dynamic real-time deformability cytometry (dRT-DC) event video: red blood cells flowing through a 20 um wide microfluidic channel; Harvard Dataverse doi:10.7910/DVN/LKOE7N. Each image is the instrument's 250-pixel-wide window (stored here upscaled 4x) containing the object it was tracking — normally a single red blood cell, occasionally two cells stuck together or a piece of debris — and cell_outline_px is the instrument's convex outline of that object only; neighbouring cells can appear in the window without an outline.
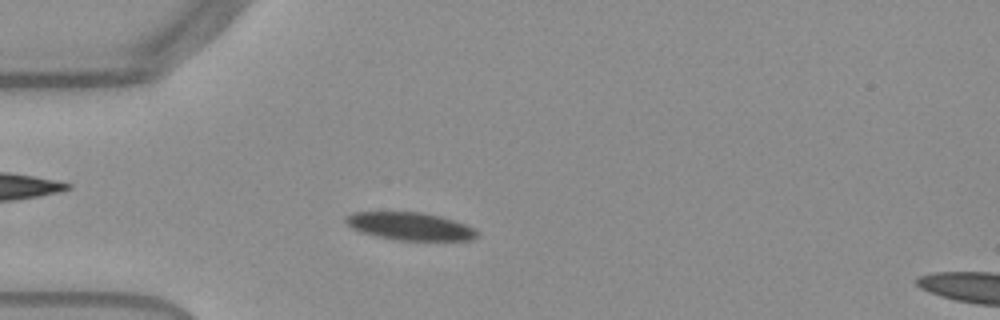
{"species": "Egyptian fruit bat (a non-hibernating species)", "species_latin": "Rousettus aegyptiacus", "temperature_condition": "warm", "stored_images_in_passage": 53, "camera_frame_rate_fps": 3000, "um_per_image_px": 0.085, "frame": {"image": 1, "passage_image": 14, "time_ms": 4.333, "image_size_px": [1000, 320], "cell_outline_px": [[480, 232], [472, 240], [396, 240], [376, 236], [360, 232], [352, 228], [344, 220], [344, 216], [352, 212], [424, 212], [440, 216], [464, 224]], "centroid_in_image_um": [34.81, 19.23], "position_along_channel_um": 50.2, "area_um2": 21.21}}
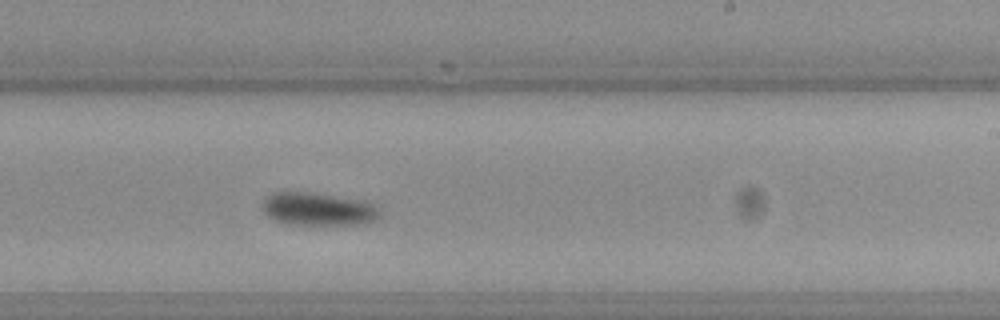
{"frame": {"image": 2, "passage_image": 32, "time_ms": 10.333, "image_size_px": [1000, 320], "cell_outline_px": [[380, 216], [376, 220], [368, 224], [284, 224], [272, 220], [264, 212], [260, 204], [272, 192], [312, 192], [364, 200], [372, 204], [380, 212]], "centroid_in_image_um": [27.02, 17.77], "position_along_channel_um": 262.0, "area_um2": 22.83}}
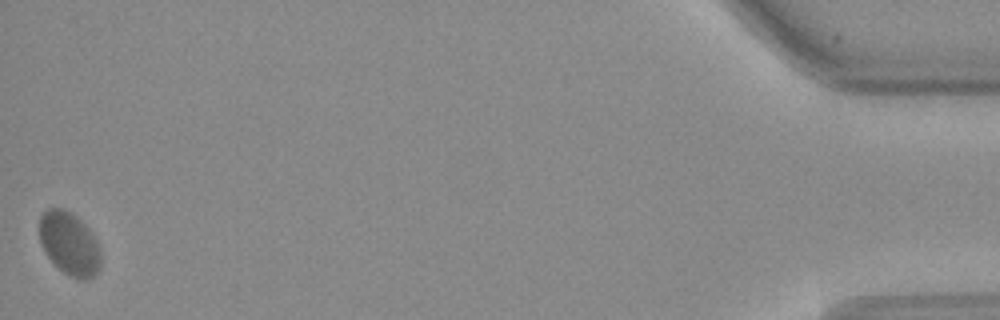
{"frame": {"image": 3, "passage_image": 53, "time_ms": 17.333, "image_size_px": [1000, 320], "cell_outline_px": [[100, 268], [88, 280], [84, 280], [72, 276], [64, 272], [44, 252], [40, 244], [40, 216], [48, 208], [64, 208], [76, 216], [92, 232], [100, 248]], "centroid_in_image_um": [5.9, 20.69], "position_along_channel_um": 429.3, "area_um2": 22.37}, "authors_computed_cell_mechanics": {"area_um2": 22.3108, "velocity_mm_per_s": 3.7463, "shape_relaxation_time_tau1_ms": 9.0198, "shape_relaxation_time_tau2_ms": null, "deformation_change_tau1": 0.1446, "deformation_change_tau2": null}}